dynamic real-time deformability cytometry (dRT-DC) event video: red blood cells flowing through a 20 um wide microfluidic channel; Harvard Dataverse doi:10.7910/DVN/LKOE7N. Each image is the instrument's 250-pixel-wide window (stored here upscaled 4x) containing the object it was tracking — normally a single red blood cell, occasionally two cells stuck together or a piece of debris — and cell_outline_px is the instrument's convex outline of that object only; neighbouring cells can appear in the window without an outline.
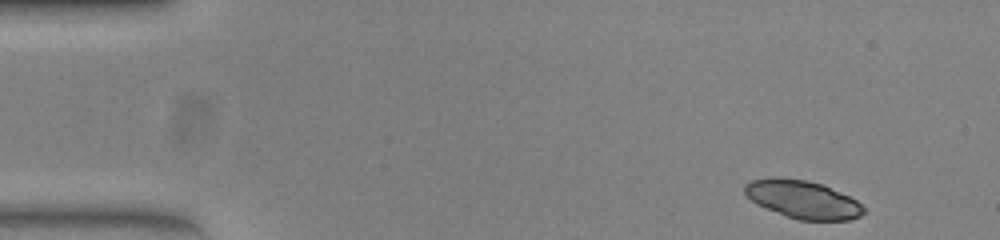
{"species": "common noctule bat (a hibernating species)", "species_latin": "Nyctalus noctula", "temperature_condition": "warm", "stored_images_in_passage": 48, "camera_frame_rate_fps": 3000, "um_per_image_px": 0.085, "animal": {"sex": "female", "body_mass_g": 23.0, "forearm_length_mm": 53.4}, "frame": {"image": 1, "passage_image": 1, "time_ms": 0.0, "image_size_px": [1000, 240], "cell_outline_px": [[864, 212], [860, 216], [848, 220], [800, 220], [784, 216], [756, 204], [744, 192], [744, 184], [752, 180], [772, 176], [776, 176], [804, 180], [824, 184], [856, 200], [864, 208]], "centroid_in_image_um": [68.2, 16.94], "position_along_channel_um": 16.8, "area_um2": 26.41}}